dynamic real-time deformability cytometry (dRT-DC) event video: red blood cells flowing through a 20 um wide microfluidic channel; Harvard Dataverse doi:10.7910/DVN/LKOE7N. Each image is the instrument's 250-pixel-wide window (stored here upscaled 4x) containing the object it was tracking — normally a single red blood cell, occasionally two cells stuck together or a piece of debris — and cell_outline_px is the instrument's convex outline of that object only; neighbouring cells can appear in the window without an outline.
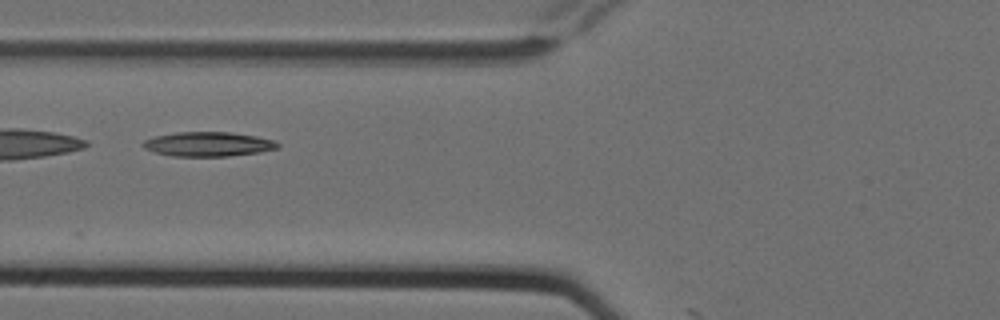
{"species": "Egyptian fruit bat (a non-hibernating species)", "species_latin": "Rousettus aegyptiacus", "temperature_condition": "cold", "stored_images_in_passage": 6, "camera_frame_rate_fps": 3000, "um_per_image_px": 0.085, "animal": {"sex": "female"}, "frame": {"image": 1, "passage_image": 3, "time_ms": 0.667, "image_size_px": [1000, 320], "cell_outline_px": [[280, 148], [260, 152], [228, 156], [172, 156], [152, 152], [144, 148], [140, 144], [144, 140], [156, 136], [176, 132], [232, 132], [256, 136], [276, 140], [280, 144]], "centroid_in_image_um": [17.71, 12.25], "position_along_channel_um": 108.1, "area_um2": 19.42}}